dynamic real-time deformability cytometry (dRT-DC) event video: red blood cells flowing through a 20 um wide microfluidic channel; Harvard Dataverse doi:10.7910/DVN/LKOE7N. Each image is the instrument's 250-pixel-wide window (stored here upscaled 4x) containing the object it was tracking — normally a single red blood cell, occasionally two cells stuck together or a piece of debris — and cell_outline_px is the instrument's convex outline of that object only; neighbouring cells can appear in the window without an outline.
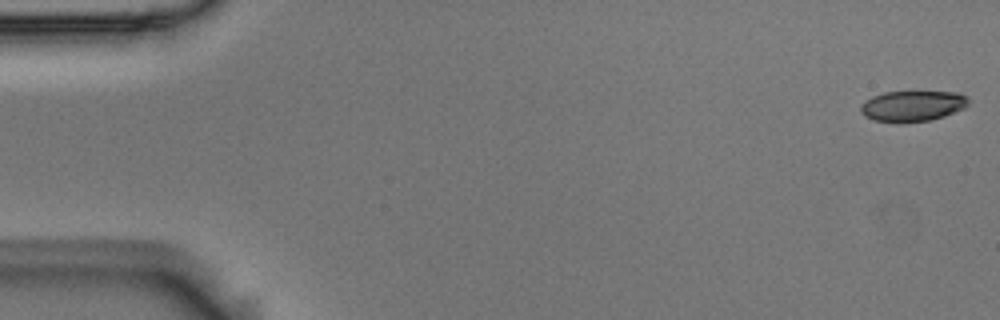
{"species": "Egyptian fruit bat (a non-hibernating species)", "species_latin": "Rousettus aegyptiacus", "temperature_condition": "room temperature", "stored_images_in_passage": 54, "camera_frame_rate_fps": 3000, "um_per_image_px": 0.085, "animal": {"sex": "male"}, "frame": {"image": 1, "passage_image": 1, "time_ms": 0.0, "image_size_px": [1000, 320], "cell_outline_px": [[968, 104], [964, 108], [944, 116], [928, 120], [904, 124], [896, 124], [872, 120], [864, 116], [860, 112], [860, 104], [864, 100], [872, 96], [884, 92], [960, 92], [968, 96]], "centroid_in_image_um": [77.51, 9.03], "position_along_channel_um": 7.5, "area_um2": 19.77}}
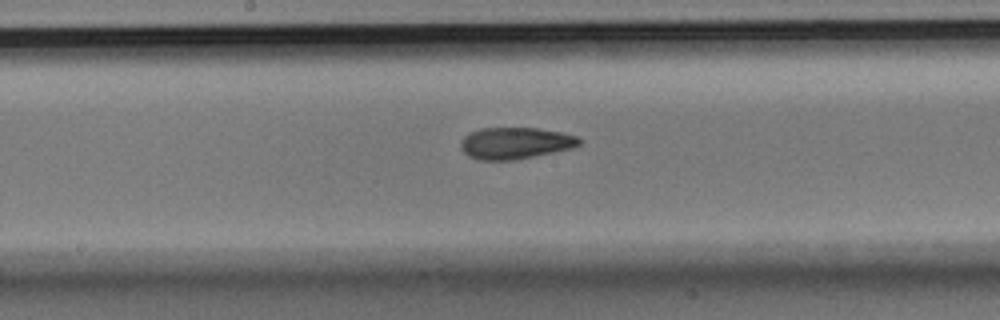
{"frame": {"image": 2, "passage_image": 28, "time_ms": 9.0, "image_size_px": [1000, 320], "cell_outline_px": [[580, 144], [572, 148], [512, 160], [480, 160], [468, 156], [460, 148], [460, 140], [464, 136], [480, 128], [536, 128], [560, 132], [576, 136], [580, 140]], "centroid_in_image_um": [43.74, 12.16], "position_along_channel_um": 204.5, "area_um2": 21.62}}
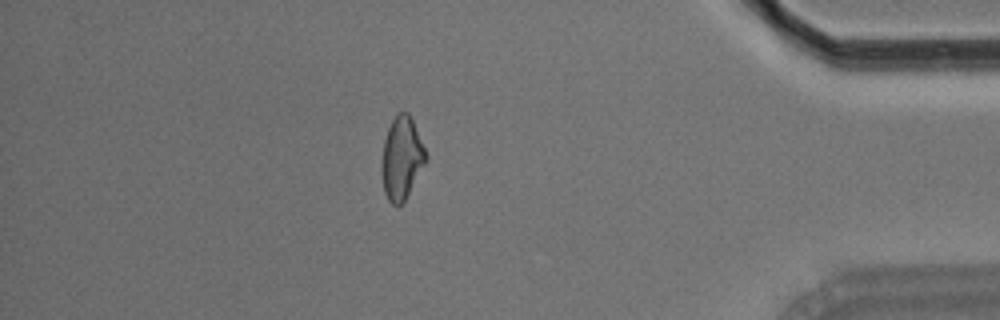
{"frame": {"image": 3, "passage_image": 47, "time_ms": 15.333, "image_size_px": [1000, 320], "cell_outline_px": [[428, 160], [404, 200], [400, 204], [392, 204], [388, 200], [384, 192], [380, 168], [384, 140], [388, 128], [396, 112], [408, 112], [412, 120], [428, 156]], "centroid_in_image_um": [34.13, 13.43], "position_along_channel_um": 401.1, "area_um2": 21.27}, "authors_computed_cell_mechanics": {"area_um2": 21.5016, "velocity_mm_per_s": 3.7215, "shape_relaxation_time_tau1_ms": 6.3308, "shape_relaxation_time_tau2_ms": 3.7386, "deformation_change_tau1": 0.143, "deformation_change_tau2": 0.1114}}